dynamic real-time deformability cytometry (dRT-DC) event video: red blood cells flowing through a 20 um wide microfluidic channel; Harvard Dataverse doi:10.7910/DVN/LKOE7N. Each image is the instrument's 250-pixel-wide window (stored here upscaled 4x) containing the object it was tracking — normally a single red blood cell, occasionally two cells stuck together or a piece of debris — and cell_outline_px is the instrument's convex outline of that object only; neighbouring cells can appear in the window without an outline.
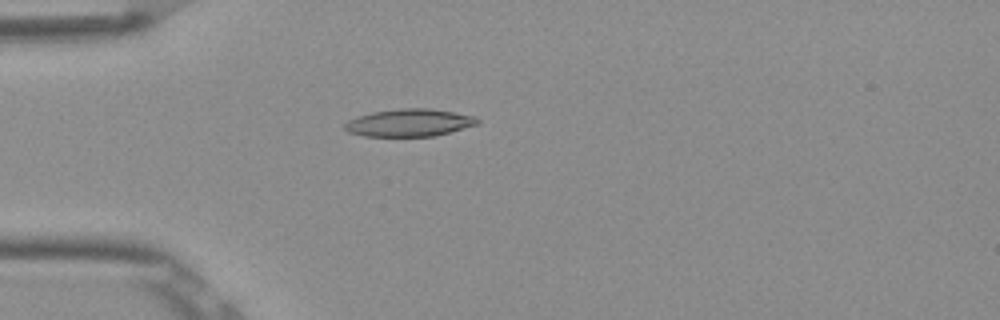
{"species": "Egyptian fruit bat (a non-hibernating species)", "species_latin": "Rousettus aegyptiacus", "temperature_condition": "room temperature", "stored_images_in_passage": 4, "camera_frame_rate_fps": 3000, "um_per_image_px": 0.085, "frame": {"image": 1, "passage_image": 4, "time_ms": 1.0, "image_size_px": [1000, 320], "cell_outline_px": [[480, 124], [432, 136], [364, 136], [348, 132], [344, 128], [344, 124], [348, 120], [356, 116], [372, 112], [400, 108], [432, 108], [476, 116], [480, 120]], "centroid_in_image_um": [34.79, 10.42], "position_along_channel_um": 50.2, "area_um2": 21.39}}